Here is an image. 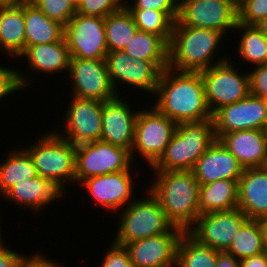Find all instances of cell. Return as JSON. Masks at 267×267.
I'll use <instances>...</instances> for the list:
<instances>
[{"mask_svg":"<svg viewBox=\"0 0 267 267\" xmlns=\"http://www.w3.org/2000/svg\"><path fill=\"white\" fill-rule=\"evenodd\" d=\"M155 95L153 106L177 124L212 119L200 72L167 67L161 72Z\"/></svg>","mask_w":267,"mask_h":267,"instance_id":"cell-1","label":"cell"},{"mask_svg":"<svg viewBox=\"0 0 267 267\" xmlns=\"http://www.w3.org/2000/svg\"><path fill=\"white\" fill-rule=\"evenodd\" d=\"M157 177L149 191L158 200L169 221L187 232L200 215L199 187L192 170L153 171Z\"/></svg>","mask_w":267,"mask_h":267,"instance_id":"cell-2","label":"cell"},{"mask_svg":"<svg viewBox=\"0 0 267 267\" xmlns=\"http://www.w3.org/2000/svg\"><path fill=\"white\" fill-rule=\"evenodd\" d=\"M224 37L213 29L173 26L168 67L177 71L200 72L228 60L227 56H223L213 61Z\"/></svg>","mask_w":267,"mask_h":267,"instance_id":"cell-3","label":"cell"},{"mask_svg":"<svg viewBox=\"0 0 267 267\" xmlns=\"http://www.w3.org/2000/svg\"><path fill=\"white\" fill-rule=\"evenodd\" d=\"M213 120L178 123L165 153L153 171L192 170L199 157L215 141Z\"/></svg>","mask_w":267,"mask_h":267,"instance_id":"cell-4","label":"cell"},{"mask_svg":"<svg viewBox=\"0 0 267 267\" xmlns=\"http://www.w3.org/2000/svg\"><path fill=\"white\" fill-rule=\"evenodd\" d=\"M51 131L45 132L34 145L24 149L33 160L39 176L57 182L66 190L67 184H75L76 146Z\"/></svg>","mask_w":267,"mask_h":267,"instance_id":"cell-5","label":"cell"},{"mask_svg":"<svg viewBox=\"0 0 267 267\" xmlns=\"http://www.w3.org/2000/svg\"><path fill=\"white\" fill-rule=\"evenodd\" d=\"M147 197L133 199L122 210L114 242L124 246L136 240L170 232L175 226L169 221L158 200L147 188Z\"/></svg>","mask_w":267,"mask_h":267,"instance_id":"cell-6","label":"cell"},{"mask_svg":"<svg viewBox=\"0 0 267 267\" xmlns=\"http://www.w3.org/2000/svg\"><path fill=\"white\" fill-rule=\"evenodd\" d=\"M176 127L177 123L161 114L154 106L146 110L139 109L131 149L133 162L135 153H138L152 167L165 153Z\"/></svg>","mask_w":267,"mask_h":267,"instance_id":"cell-7","label":"cell"},{"mask_svg":"<svg viewBox=\"0 0 267 267\" xmlns=\"http://www.w3.org/2000/svg\"><path fill=\"white\" fill-rule=\"evenodd\" d=\"M229 59L200 71L205 86V100L213 114L222 106L233 104L250 94L249 74L241 73ZM243 74V75H242Z\"/></svg>","mask_w":267,"mask_h":267,"instance_id":"cell-8","label":"cell"},{"mask_svg":"<svg viewBox=\"0 0 267 267\" xmlns=\"http://www.w3.org/2000/svg\"><path fill=\"white\" fill-rule=\"evenodd\" d=\"M237 23V0H182L173 26L213 29L227 36Z\"/></svg>","mask_w":267,"mask_h":267,"instance_id":"cell-9","label":"cell"},{"mask_svg":"<svg viewBox=\"0 0 267 267\" xmlns=\"http://www.w3.org/2000/svg\"><path fill=\"white\" fill-rule=\"evenodd\" d=\"M106 64L110 83L117 91L118 82L128 84L131 88H139L143 92L154 94L161 72L168 67V61H148L131 58L124 51H112L106 55ZM135 87V88H134Z\"/></svg>","mask_w":267,"mask_h":267,"instance_id":"cell-10","label":"cell"},{"mask_svg":"<svg viewBox=\"0 0 267 267\" xmlns=\"http://www.w3.org/2000/svg\"><path fill=\"white\" fill-rule=\"evenodd\" d=\"M131 152L102 141L76 146L75 183L89 177L105 175L132 168Z\"/></svg>","mask_w":267,"mask_h":267,"instance_id":"cell-11","label":"cell"},{"mask_svg":"<svg viewBox=\"0 0 267 267\" xmlns=\"http://www.w3.org/2000/svg\"><path fill=\"white\" fill-rule=\"evenodd\" d=\"M71 57L105 60L108 53L105 18L75 13L64 26Z\"/></svg>","mask_w":267,"mask_h":267,"instance_id":"cell-12","label":"cell"},{"mask_svg":"<svg viewBox=\"0 0 267 267\" xmlns=\"http://www.w3.org/2000/svg\"><path fill=\"white\" fill-rule=\"evenodd\" d=\"M67 111L63 113L62 132L54 130L60 137L75 146L101 141L103 102L71 96ZM66 113V114H65ZM64 132V134H63ZM62 133V134H61Z\"/></svg>","mask_w":267,"mask_h":267,"instance_id":"cell-13","label":"cell"},{"mask_svg":"<svg viewBox=\"0 0 267 267\" xmlns=\"http://www.w3.org/2000/svg\"><path fill=\"white\" fill-rule=\"evenodd\" d=\"M214 135L241 130H267V108L261 97L249 94L233 104L217 109L212 114Z\"/></svg>","mask_w":267,"mask_h":267,"instance_id":"cell-14","label":"cell"},{"mask_svg":"<svg viewBox=\"0 0 267 267\" xmlns=\"http://www.w3.org/2000/svg\"><path fill=\"white\" fill-rule=\"evenodd\" d=\"M249 218L237 207L228 211L199 215L187 232L199 243L217 251H226L240 227Z\"/></svg>","mask_w":267,"mask_h":267,"instance_id":"cell-15","label":"cell"},{"mask_svg":"<svg viewBox=\"0 0 267 267\" xmlns=\"http://www.w3.org/2000/svg\"><path fill=\"white\" fill-rule=\"evenodd\" d=\"M68 73L72 79V96L101 102L117 96L110 83L105 60L71 57Z\"/></svg>","mask_w":267,"mask_h":267,"instance_id":"cell-16","label":"cell"},{"mask_svg":"<svg viewBox=\"0 0 267 267\" xmlns=\"http://www.w3.org/2000/svg\"><path fill=\"white\" fill-rule=\"evenodd\" d=\"M184 231L174 227L170 232L127 243L135 267H175L178 241Z\"/></svg>","mask_w":267,"mask_h":267,"instance_id":"cell-17","label":"cell"},{"mask_svg":"<svg viewBox=\"0 0 267 267\" xmlns=\"http://www.w3.org/2000/svg\"><path fill=\"white\" fill-rule=\"evenodd\" d=\"M132 171H120L105 175H98L84 179L83 185L89 191L95 204L106 208V211H119L122 207L132 202L133 196ZM119 209V210H118Z\"/></svg>","mask_w":267,"mask_h":267,"instance_id":"cell-18","label":"cell"},{"mask_svg":"<svg viewBox=\"0 0 267 267\" xmlns=\"http://www.w3.org/2000/svg\"><path fill=\"white\" fill-rule=\"evenodd\" d=\"M120 97L103 102L101 141L131 152L139 111L131 109L127 100Z\"/></svg>","mask_w":267,"mask_h":267,"instance_id":"cell-19","label":"cell"},{"mask_svg":"<svg viewBox=\"0 0 267 267\" xmlns=\"http://www.w3.org/2000/svg\"><path fill=\"white\" fill-rule=\"evenodd\" d=\"M243 170L235 156L218 139L199 157L192 169L200 185L221 179L239 180Z\"/></svg>","mask_w":267,"mask_h":267,"instance_id":"cell-20","label":"cell"},{"mask_svg":"<svg viewBox=\"0 0 267 267\" xmlns=\"http://www.w3.org/2000/svg\"><path fill=\"white\" fill-rule=\"evenodd\" d=\"M218 140L245 168L267 167V130H241L221 135Z\"/></svg>","mask_w":267,"mask_h":267,"instance_id":"cell-21","label":"cell"},{"mask_svg":"<svg viewBox=\"0 0 267 267\" xmlns=\"http://www.w3.org/2000/svg\"><path fill=\"white\" fill-rule=\"evenodd\" d=\"M64 193L65 189L57 182L38 175L33 179L22 180V182L13 185L2 198L15 202L17 206L20 205L26 209L31 208L35 212H40L54 200L57 201L62 198Z\"/></svg>","mask_w":267,"mask_h":267,"instance_id":"cell-22","label":"cell"},{"mask_svg":"<svg viewBox=\"0 0 267 267\" xmlns=\"http://www.w3.org/2000/svg\"><path fill=\"white\" fill-rule=\"evenodd\" d=\"M237 207L249 219L267 217V167L243 170L238 180Z\"/></svg>","mask_w":267,"mask_h":267,"instance_id":"cell-23","label":"cell"},{"mask_svg":"<svg viewBox=\"0 0 267 267\" xmlns=\"http://www.w3.org/2000/svg\"><path fill=\"white\" fill-rule=\"evenodd\" d=\"M26 56L28 68L34 72L53 74L69 70L71 55L63 37L60 41L25 47L19 57Z\"/></svg>","mask_w":267,"mask_h":267,"instance_id":"cell-24","label":"cell"},{"mask_svg":"<svg viewBox=\"0 0 267 267\" xmlns=\"http://www.w3.org/2000/svg\"><path fill=\"white\" fill-rule=\"evenodd\" d=\"M24 4L0 6V51L19 57L25 50Z\"/></svg>","mask_w":267,"mask_h":267,"instance_id":"cell-25","label":"cell"},{"mask_svg":"<svg viewBox=\"0 0 267 267\" xmlns=\"http://www.w3.org/2000/svg\"><path fill=\"white\" fill-rule=\"evenodd\" d=\"M25 47L60 41L64 26L49 19L34 3L24 4Z\"/></svg>","mask_w":267,"mask_h":267,"instance_id":"cell-26","label":"cell"},{"mask_svg":"<svg viewBox=\"0 0 267 267\" xmlns=\"http://www.w3.org/2000/svg\"><path fill=\"white\" fill-rule=\"evenodd\" d=\"M238 180H216L199 187V213L228 211L237 208Z\"/></svg>","mask_w":267,"mask_h":267,"instance_id":"cell-27","label":"cell"},{"mask_svg":"<svg viewBox=\"0 0 267 267\" xmlns=\"http://www.w3.org/2000/svg\"><path fill=\"white\" fill-rule=\"evenodd\" d=\"M7 155L0 164V197L22 180L38 176L33 160L24 148H17Z\"/></svg>","mask_w":267,"mask_h":267,"instance_id":"cell-28","label":"cell"},{"mask_svg":"<svg viewBox=\"0 0 267 267\" xmlns=\"http://www.w3.org/2000/svg\"><path fill=\"white\" fill-rule=\"evenodd\" d=\"M217 250L199 243L184 232L177 245L175 267H216Z\"/></svg>","mask_w":267,"mask_h":267,"instance_id":"cell-29","label":"cell"},{"mask_svg":"<svg viewBox=\"0 0 267 267\" xmlns=\"http://www.w3.org/2000/svg\"><path fill=\"white\" fill-rule=\"evenodd\" d=\"M137 30L133 17L125 6L108 15L105 18L108 52L123 51Z\"/></svg>","mask_w":267,"mask_h":267,"instance_id":"cell-30","label":"cell"},{"mask_svg":"<svg viewBox=\"0 0 267 267\" xmlns=\"http://www.w3.org/2000/svg\"><path fill=\"white\" fill-rule=\"evenodd\" d=\"M226 252L239 260L264 253L265 246L259 221L248 219L240 227Z\"/></svg>","mask_w":267,"mask_h":267,"instance_id":"cell-31","label":"cell"},{"mask_svg":"<svg viewBox=\"0 0 267 267\" xmlns=\"http://www.w3.org/2000/svg\"><path fill=\"white\" fill-rule=\"evenodd\" d=\"M244 31L237 45V55L253 65L267 63V37L256 25L237 23L235 30ZM243 29V30H242Z\"/></svg>","mask_w":267,"mask_h":267,"instance_id":"cell-32","label":"cell"},{"mask_svg":"<svg viewBox=\"0 0 267 267\" xmlns=\"http://www.w3.org/2000/svg\"><path fill=\"white\" fill-rule=\"evenodd\" d=\"M168 49L169 45L161 37L137 30L123 51L133 59L168 61Z\"/></svg>","mask_w":267,"mask_h":267,"instance_id":"cell-33","label":"cell"},{"mask_svg":"<svg viewBox=\"0 0 267 267\" xmlns=\"http://www.w3.org/2000/svg\"><path fill=\"white\" fill-rule=\"evenodd\" d=\"M138 30L161 37L168 45L174 22L162 11L154 9H128Z\"/></svg>","mask_w":267,"mask_h":267,"instance_id":"cell-34","label":"cell"},{"mask_svg":"<svg viewBox=\"0 0 267 267\" xmlns=\"http://www.w3.org/2000/svg\"><path fill=\"white\" fill-rule=\"evenodd\" d=\"M49 19L65 26L76 13V4L72 0H32Z\"/></svg>","mask_w":267,"mask_h":267,"instance_id":"cell-35","label":"cell"},{"mask_svg":"<svg viewBox=\"0 0 267 267\" xmlns=\"http://www.w3.org/2000/svg\"><path fill=\"white\" fill-rule=\"evenodd\" d=\"M24 73L17 69L6 68L2 65L0 66V102L5 97L14 94V92L20 91V89H24L26 86L28 87V83L31 81L29 80V74ZM27 76V77H26ZM26 85V86H25Z\"/></svg>","mask_w":267,"mask_h":267,"instance_id":"cell-36","label":"cell"},{"mask_svg":"<svg viewBox=\"0 0 267 267\" xmlns=\"http://www.w3.org/2000/svg\"><path fill=\"white\" fill-rule=\"evenodd\" d=\"M124 6L122 0H79L76 13L106 18Z\"/></svg>","mask_w":267,"mask_h":267,"instance_id":"cell-37","label":"cell"},{"mask_svg":"<svg viewBox=\"0 0 267 267\" xmlns=\"http://www.w3.org/2000/svg\"><path fill=\"white\" fill-rule=\"evenodd\" d=\"M238 22L256 25L267 15V0H237Z\"/></svg>","mask_w":267,"mask_h":267,"instance_id":"cell-38","label":"cell"},{"mask_svg":"<svg viewBox=\"0 0 267 267\" xmlns=\"http://www.w3.org/2000/svg\"><path fill=\"white\" fill-rule=\"evenodd\" d=\"M124 1L127 9H154L164 12L173 22L178 18V5L176 0H134L133 4Z\"/></svg>","mask_w":267,"mask_h":267,"instance_id":"cell-39","label":"cell"},{"mask_svg":"<svg viewBox=\"0 0 267 267\" xmlns=\"http://www.w3.org/2000/svg\"><path fill=\"white\" fill-rule=\"evenodd\" d=\"M100 267H135L130 260L127 249L112 241Z\"/></svg>","mask_w":267,"mask_h":267,"instance_id":"cell-40","label":"cell"},{"mask_svg":"<svg viewBox=\"0 0 267 267\" xmlns=\"http://www.w3.org/2000/svg\"><path fill=\"white\" fill-rule=\"evenodd\" d=\"M249 71L250 94L256 97H267V63L256 65Z\"/></svg>","mask_w":267,"mask_h":267,"instance_id":"cell-41","label":"cell"},{"mask_svg":"<svg viewBox=\"0 0 267 267\" xmlns=\"http://www.w3.org/2000/svg\"><path fill=\"white\" fill-rule=\"evenodd\" d=\"M27 257L4 245L0 249V267H20Z\"/></svg>","mask_w":267,"mask_h":267,"instance_id":"cell-42","label":"cell"},{"mask_svg":"<svg viewBox=\"0 0 267 267\" xmlns=\"http://www.w3.org/2000/svg\"><path fill=\"white\" fill-rule=\"evenodd\" d=\"M46 257L40 254V252L39 254H32L24 260L20 267H61L57 261Z\"/></svg>","mask_w":267,"mask_h":267,"instance_id":"cell-43","label":"cell"},{"mask_svg":"<svg viewBox=\"0 0 267 267\" xmlns=\"http://www.w3.org/2000/svg\"><path fill=\"white\" fill-rule=\"evenodd\" d=\"M216 267H240V260L226 251H217Z\"/></svg>","mask_w":267,"mask_h":267,"instance_id":"cell-44","label":"cell"},{"mask_svg":"<svg viewBox=\"0 0 267 267\" xmlns=\"http://www.w3.org/2000/svg\"><path fill=\"white\" fill-rule=\"evenodd\" d=\"M240 267H267V255L262 253L240 260Z\"/></svg>","mask_w":267,"mask_h":267,"instance_id":"cell-45","label":"cell"},{"mask_svg":"<svg viewBox=\"0 0 267 267\" xmlns=\"http://www.w3.org/2000/svg\"><path fill=\"white\" fill-rule=\"evenodd\" d=\"M28 2H32V0H0V6H17Z\"/></svg>","mask_w":267,"mask_h":267,"instance_id":"cell-46","label":"cell"},{"mask_svg":"<svg viewBox=\"0 0 267 267\" xmlns=\"http://www.w3.org/2000/svg\"><path fill=\"white\" fill-rule=\"evenodd\" d=\"M258 221L262 229L264 246H267V217L260 218Z\"/></svg>","mask_w":267,"mask_h":267,"instance_id":"cell-47","label":"cell"},{"mask_svg":"<svg viewBox=\"0 0 267 267\" xmlns=\"http://www.w3.org/2000/svg\"><path fill=\"white\" fill-rule=\"evenodd\" d=\"M256 26L264 33V35L267 37V15L260 20Z\"/></svg>","mask_w":267,"mask_h":267,"instance_id":"cell-48","label":"cell"},{"mask_svg":"<svg viewBox=\"0 0 267 267\" xmlns=\"http://www.w3.org/2000/svg\"><path fill=\"white\" fill-rule=\"evenodd\" d=\"M2 232H1V226H0V249L5 245L4 244V241H2L3 239L1 238L2 236V234H1Z\"/></svg>","mask_w":267,"mask_h":267,"instance_id":"cell-49","label":"cell"},{"mask_svg":"<svg viewBox=\"0 0 267 267\" xmlns=\"http://www.w3.org/2000/svg\"><path fill=\"white\" fill-rule=\"evenodd\" d=\"M263 100H264L265 106L267 108V97L263 98Z\"/></svg>","mask_w":267,"mask_h":267,"instance_id":"cell-50","label":"cell"},{"mask_svg":"<svg viewBox=\"0 0 267 267\" xmlns=\"http://www.w3.org/2000/svg\"><path fill=\"white\" fill-rule=\"evenodd\" d=\"M72 2H74L75 4H77L79 2V0H72Z\"/></svg>","mask_w":267,"mask_h":267,"instance_id":"cell-51","label":"cell"},{"mask_svg":"<svg viewBox=\"0 0 267 267\" xmlns=\"http://www.w3.org/2000/svg\"><path fill=\"white\" fill-rule=\"evenodd\" d=\"M265 253H266V255H267V246H265Z\"/></svg>","mask_w":267,"mask_h":267,"instance_id":"cell-52","label":"cell"}]
</instances>
